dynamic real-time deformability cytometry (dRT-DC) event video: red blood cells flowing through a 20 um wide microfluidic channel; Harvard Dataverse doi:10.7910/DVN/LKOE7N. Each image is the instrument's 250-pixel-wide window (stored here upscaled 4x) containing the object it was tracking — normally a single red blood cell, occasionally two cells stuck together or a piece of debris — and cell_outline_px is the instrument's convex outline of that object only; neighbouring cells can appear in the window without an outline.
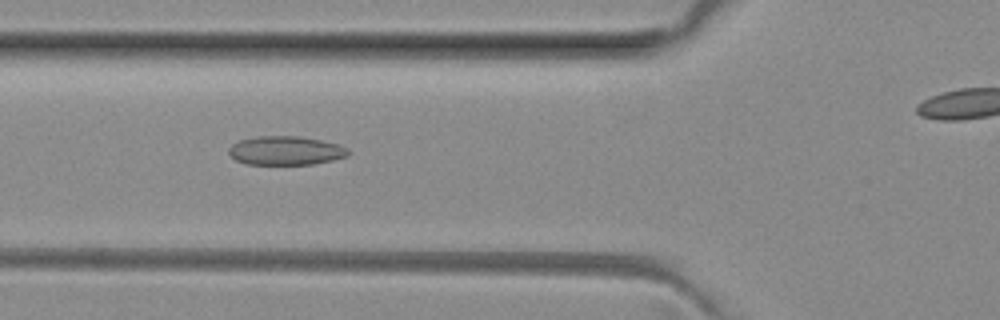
{"species": "common noctule bat (a hibernating species)", "species_latin": "Nyctalus noctula", "temperature_condition": "room temperature", "stored_images_in_passage": 44, "camera_frame_rate_fps": 3000, "um_per_image_px": 0.085, "animal": {"sex": "female", "body_mass_g": 29.2, "forearm_length_mm": 56.3}, "frame": {"image": 1, "passage_image": 18, "time_ms": 5.667, "image_size_px": [1000, 320], "cell_outline_px": [[348, 156], [332, 160], [312, 164], [244, 164], [236, 160], [228, 152], [228, 148], [232, 144], [240, 140], [256, 136], [296, 136], [320, 140], [340, 144], [348, 148]], "centroid_in_image_um": [24.27, 12.8], "position_along_channel_um": 101.5, "area_um2": 20.06}}
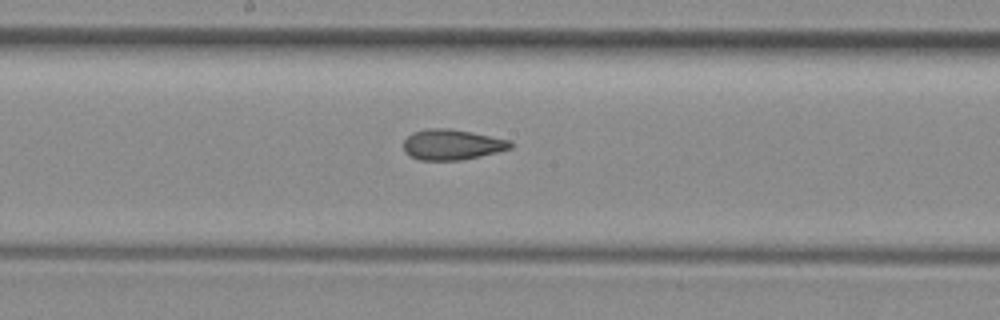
{"frame": {"image": 2, "passage_image": 26, "time_ms": 8.333, "image_size_px": [1000, 320], "cell_outline_px": [[512, 148], [480, 156], [460, 160], [420, 160], [404, 152], [404, 140], [412, 132], [428, 128], [452, 128], [512, 140]], "centroid_in_image_um": [38.43, 12.28], "position_along_channel_um": 209.8, "area_um2": 19.07}}
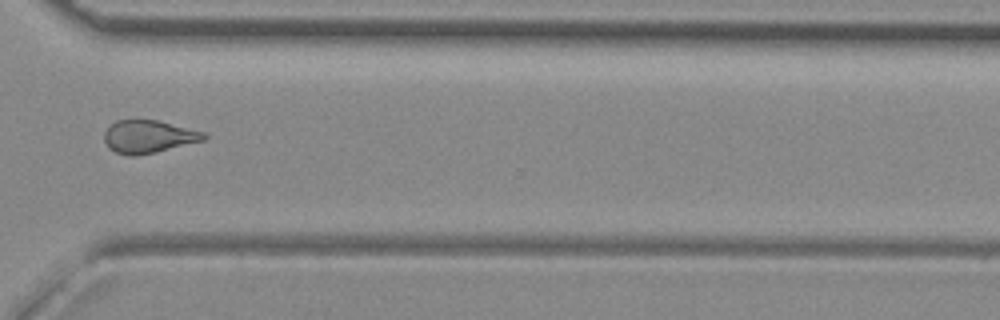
{"frame": {"image": 3, "passage_image": 37, "time_ms": 12.0, "image_size_px": [1000, 320], "cell_outline_px": [[208, 136], [204, 140], [156, 152], [136, 156], [128, 156], [116, 152], [108, 148], [104, 140], [104, 132], [116, 120], [156, 120], [204, 132]], "centroid_in_image_um": [12.6, 11.62], "position_along_channel_um": 358.0, "area_um2": 18.9}, "authors_computed_cell_mechanics": {"area_um2": 19.8254, "velocity_mm_per_s": 4.0435, "shape_relaxation_time_tau1_ms": null, "shape_relaxation_time_tau2_ms": 2.3415, "deformation_change_tau1": null, "deformation_change_tau2": 0.0963}}